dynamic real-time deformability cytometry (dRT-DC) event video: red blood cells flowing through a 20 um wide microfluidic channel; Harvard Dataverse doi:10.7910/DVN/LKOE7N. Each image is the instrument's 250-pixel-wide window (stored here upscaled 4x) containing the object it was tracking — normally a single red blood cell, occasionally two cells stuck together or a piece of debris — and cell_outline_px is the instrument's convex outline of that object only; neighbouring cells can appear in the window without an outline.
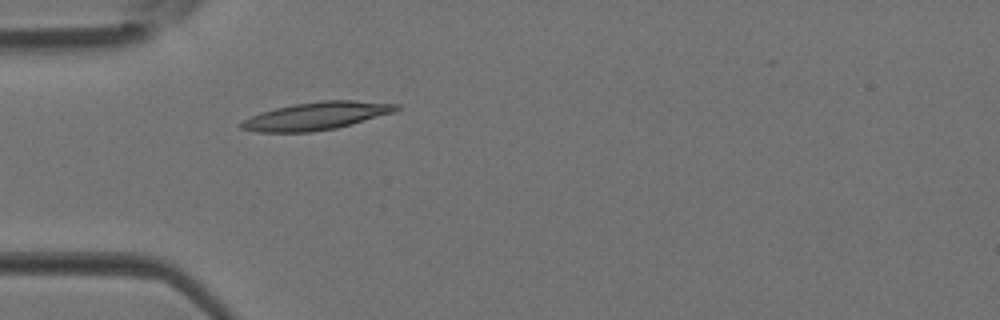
{"species": "Egyptian fruit bat (a non-hibernating species)", "species_latin": "Rousettus aegyptiacus", "temperature_condition": "room temperature", "stored_images_in_passage": 4, "camera_frame_rate_fps": 3000, "um_per_image_px": 0.085, "animal": {"sex": "female"}, "frame": {"image": 1, "passage_image": 4, "time_ms": 1.0, "image_size_px": [1000, 320], "cell_outline_px": [[400, 108], [396, 112], [352, 124], [336, 128], [312, 132], [256, 132], [240, 128], [240, 124], [244, 120], [260, 112], [292, 104], [324, 100], [352, 100], [400, 104]], "centroid_in_image_um": [26.93, 9.85], "position_along_channel_um": 58.1, "area_um2": 25.14}}